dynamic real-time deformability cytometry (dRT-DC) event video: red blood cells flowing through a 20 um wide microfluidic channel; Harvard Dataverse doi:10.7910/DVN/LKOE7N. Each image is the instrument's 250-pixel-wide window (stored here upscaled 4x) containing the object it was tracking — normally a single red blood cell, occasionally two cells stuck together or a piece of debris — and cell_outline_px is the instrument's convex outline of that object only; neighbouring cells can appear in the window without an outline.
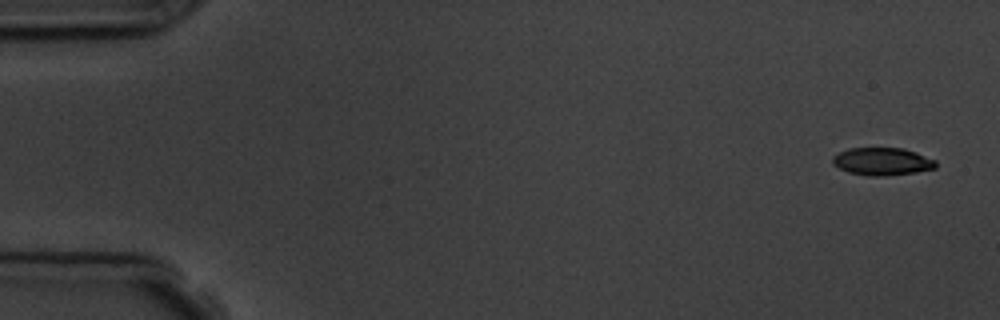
{"species": "common noctule bat (a hibernating species)", "species_latin": "Nyctalus noctula", "temperature_condition": "room temperature", "stored_images_in_passage": 8, "camera_frame_rate_fps": 3000, "um_per_image_px": 0.085, "animal": {"sex": "male", "body_mass_g": 19.5, "forearm_length_mm": 54.6}, "frame": {"image": 1, "passage_image": 1, "time_ms": 0.0, "image_size_px": [1000, 320], "cell_outline_px": [[936, 168], [916, 172], [884, 176], [868, 176], [848, 172], [832, 164], [832, 156], [848, 148], [904, 148], [916, 152], [936, 160]], "centroid_in_image_um": [74.98, 13.72], "position_along_channel_um": 10.0, "area_um2": 16.7}}
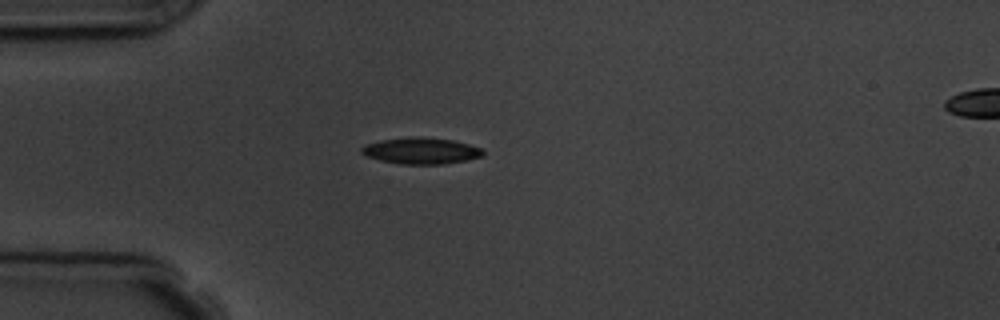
{"frame": {"image": 2, "passage_image": 4, "time_ms": 4.333, "image_size_px": [1000, 320], "cell_outline_px": [[484, 156], [444, 164], [400, 164], [380, 160], [368, 156], [360, 152], [360, 148], [364, 144], [380, 140], [416, 136], [420, 136], [452, 140], [468, 144], [480, 148], [484, 152]], "centroid_in_image_um": [35.76, 12.81], "position_along_channel_um": 49.2, "area_um2": 18.61}}